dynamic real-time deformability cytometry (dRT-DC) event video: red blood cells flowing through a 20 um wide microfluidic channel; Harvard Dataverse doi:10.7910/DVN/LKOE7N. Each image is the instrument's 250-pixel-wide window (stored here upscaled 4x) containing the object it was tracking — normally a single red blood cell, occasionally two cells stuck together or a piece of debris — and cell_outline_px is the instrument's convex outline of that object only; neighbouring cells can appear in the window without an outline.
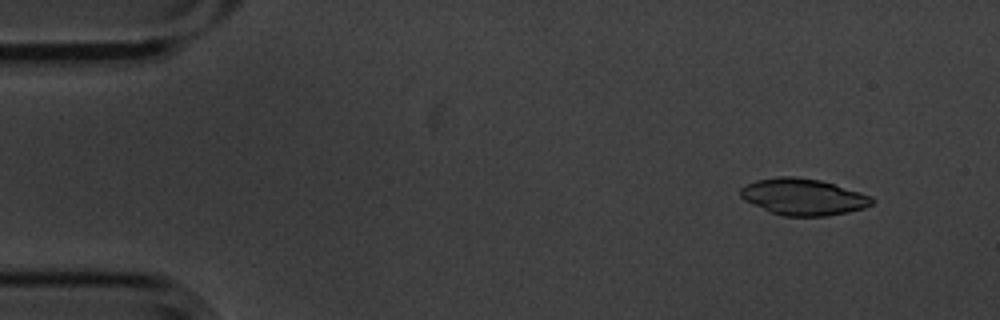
{"species": "common noctule bat (a hibernating species)", "species_latin": "Nyctalus noctula", "temperature_condition": "cold", "stored_images_in_passage": 4, "camera_frame_rate_fps": 3000, "um_per_image_px": 0.085, "animal": {"sex": "male", "body_mass_g": 20.1, "forearm_length_mm": 53.5}, "frame": {"image": 1, "passage_image": 1, "time_ms": 0.0, "image_size_px": [1000, 320], "cell_outline_px": [[876, 200], [872, 204], [864, 208], [848, 212], [828, 216], [784, 216], [768, 212], [744, 200], [740, 196], [740, 188], [756, 180], [776, 176], [796, 176], [820, 180], [860, 192], [872, 196]], "centroid_in_image_um": [68.27, 16.73], "position_along_channel_um": 16.7, "area_um2": 28.21}}